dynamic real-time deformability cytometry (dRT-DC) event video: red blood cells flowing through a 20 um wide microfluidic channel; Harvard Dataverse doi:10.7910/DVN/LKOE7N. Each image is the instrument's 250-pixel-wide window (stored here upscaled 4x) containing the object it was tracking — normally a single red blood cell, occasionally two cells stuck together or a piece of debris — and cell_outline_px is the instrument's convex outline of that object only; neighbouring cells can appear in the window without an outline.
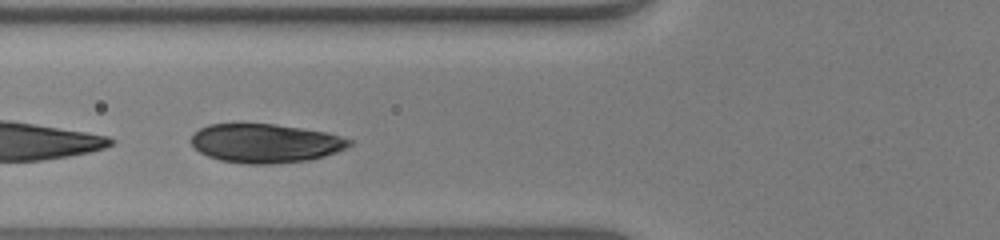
{"species": "human", "species_latin": "Homo sapiens", "temperature_condition": "warm", "stored_images_in_passage": 35, "camera_frame_rate_fps": 3000, "um_per_image_px": 0.085, "donor": {"sex": "male"}, "frame": {"image": 1, "passage_image": 11, "time_ms": 3.333, "image_size_px": [1000, 240], "cell_outline_px": [[352, 144], [348, 148], [324, 156], [308, 160], [272, 164], [248, 164], [220, 160], [208, 156], [200, 152], [192, 144], [192, 136], [200, 128], [208, 124], [276, 124], [328, 132], [352, 140]], "centroid_in_image_um": [22.6, 12.17], "position_along_channel_um": 103.2, "area_um2": 35.84}}
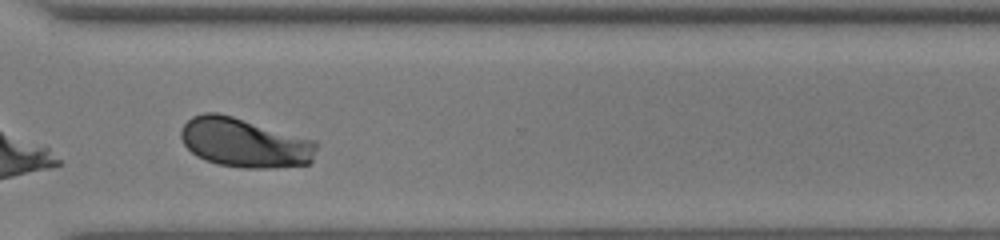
{"frame": {"image": 2, "passage_image": 30, "time_ms": 9.667, "image_size_px": [1000, 240], "cell_outline_px": [[316, 148], [312, 160], [308, 164], [276, 168], [244, 168], [216, 164], [204, 160], [196, 156], [184, 144], [180, 136], [180, 128], [192, 116], [204, 112], [220, 112], [316, 140]], "centroid_in_image_um": [20.77, 12.12], "position_along_channel_um": 349.8, "area_um2": 39.36}, "authors_computed_cell_mechanics": {"area_um2": 37.859, "velocity_mm_per_s": 3.8881, "shape_relaxation_time_tau1_ms": 1.7827, "shape_relaxation_time_tau2_ms": null, "deformation_change_tau1": 0.1351, "deformation_change_tau2": null}}